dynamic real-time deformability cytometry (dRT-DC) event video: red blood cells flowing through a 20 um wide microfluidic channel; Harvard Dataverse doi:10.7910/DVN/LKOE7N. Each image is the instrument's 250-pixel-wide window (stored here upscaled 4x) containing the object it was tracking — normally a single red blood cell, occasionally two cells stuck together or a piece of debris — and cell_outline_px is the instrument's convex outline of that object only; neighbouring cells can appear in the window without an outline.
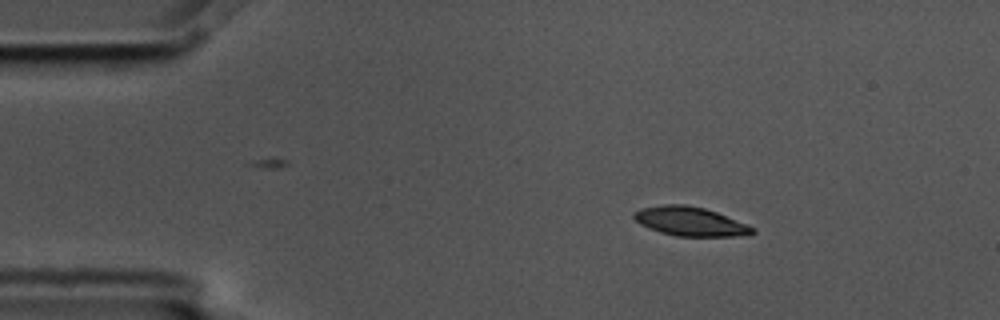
{"species": "common noctule bat (a hibernating species)", "species_latin": "Nyctalus noctula", "temperature_condition": "cold", "stored_images_in_passage": 4, "segment_of_instrument_passage": [1, 2], "camera_frame_rate_fps": 3000, "um_per_image_px": 0.085, "animal": {"sex": "male", "body_mass_g": 17.5, "forearm_length_mm": 52.3}, "frame": {"image": 1, "passage_image": 1, "time_ms": 0.0, "image_size_px": [1000, 320], "cell_outline_px": [[756, 232], [748, 236], [676, 236], [660, 232], [648, 228], [640, 224], [632, 216], [632, 212], [640, 208], [664, 204], [684, 204], [704, 208], [716, 212], [748, 224], [756, 228]], "centroid_in_image_um": [58.68, 18.82], "position_along_channel_um": 26.3, "area_um2": 20.29}}